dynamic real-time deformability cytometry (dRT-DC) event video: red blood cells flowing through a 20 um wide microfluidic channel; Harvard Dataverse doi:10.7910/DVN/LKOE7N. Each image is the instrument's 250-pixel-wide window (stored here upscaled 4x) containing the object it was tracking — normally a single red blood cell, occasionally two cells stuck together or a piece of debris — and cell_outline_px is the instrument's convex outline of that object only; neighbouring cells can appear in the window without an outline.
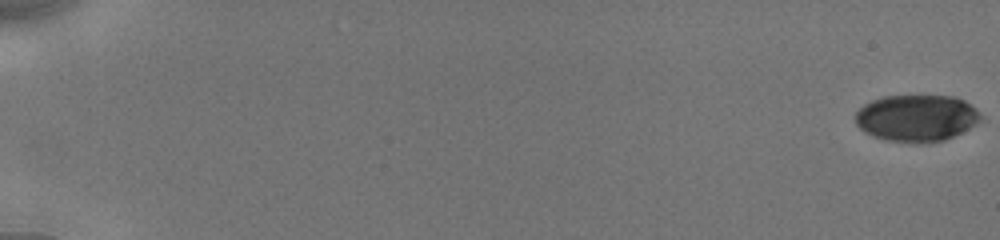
{"species": "human", "species_latin": "Homo sapiens", "temperature_condition": "cold", "stored_images_in_passage": 57, "camera_frame_rate_fps": 3000, "um_per_image_px": 0.085, "donor": {"sex": "male"}, "frame": {"image": 1, "passage_image": 1, "time_ms": 0.0, "image_size_px": [1000, 240], "cell_outline_px": [[980, 120], [976, 124], [944, 140], [924, 144], [916, 144], [888, 140], [872, 136], [864, 132], [856, 124], [856, 112], [864, 104], [872, 100], [884, 96], [956, 96], [964, 100], [976, 108], [980, 116]], "centroid_in_image_um": [77.89, 10.04], "position_along_channel_um": 7.1, "area_um2": 34.22}}
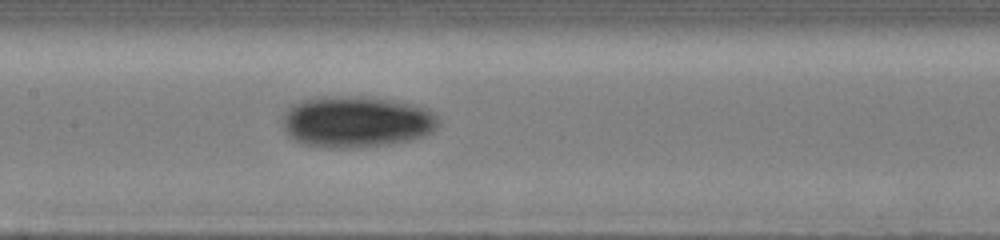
{"frame": {"image": 2, "passage_image": 33, "time_ms": 9.667, "image_size_px": [1000, 240], "cell_outline_px": [[440, 124], [432, 132], [424, 136], [408, 140], [388, 144], [344, 148], [328, 148], [304, 144], [288, 136], [284, 132], [284, 112], [292, 104], [300, 100], [316, 96], [368, 96], [416, 104], [428, 108], [440, 120]], "centroid_in_image_um": [30.3, 10.32], "position_along_channel_um": 177.1, "area_um2": 47.22}}
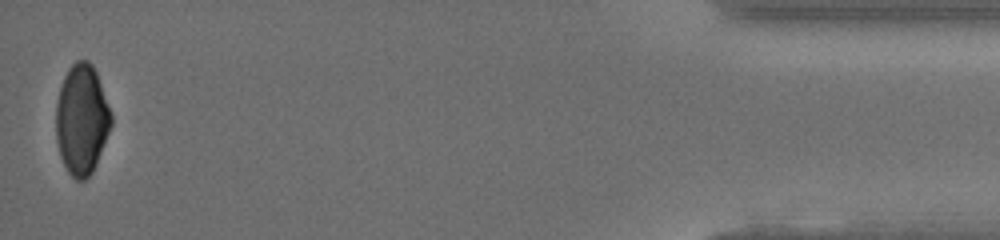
{"frame": {"image": 3, "passage_image": 57, "time_ms": 18.0, "image_size_px": [1000, 240], "cell_outline_px": [[112, 124], [96, 164], [92, 172], [84, 180], [76, 180], [68, 172], [60, 156], [56, 140], [56, 104], [60, 88], [64, 76], [68, 68], [76, 60], [88, 60], [92, 64], [96, 72], [112, 116]], "centroid_in_image_um": [6.93, 10.16], "position_along_channel_um": 428.3, "area_um2": 35.26}, "authors_computed_cell_mechanics": {"area_um2": 39.7086, "velocity_mm_per_s": 3.897, "shape_relaxation_time_tau1_ms": 2.7167, "shape_relaxation_time_tau2_ms": null, "deformation_change_tau1": 0.0825, "deformation_change_tau2": null}}